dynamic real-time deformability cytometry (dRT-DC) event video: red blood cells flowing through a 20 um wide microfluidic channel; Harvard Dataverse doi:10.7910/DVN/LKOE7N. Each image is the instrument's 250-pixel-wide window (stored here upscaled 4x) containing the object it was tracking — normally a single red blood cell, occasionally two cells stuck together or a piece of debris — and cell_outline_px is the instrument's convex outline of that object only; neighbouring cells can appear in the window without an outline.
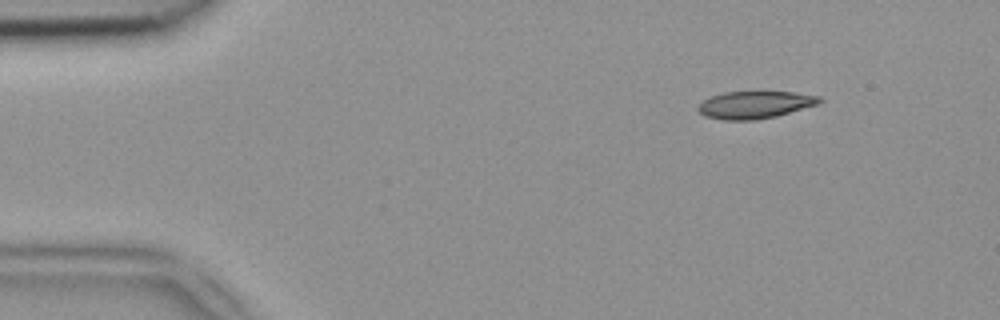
{"species": "common noctule bat (a hibernating species)", "species_latin": "Nyctalus noctula", "temperature_condition": "room temperature", "stored_images_in_passage": 46, "camera_frame_rate_fps": 3000, "um_per_image_px": 0.085, "animal": {"sex": "female", "body_mass_g": 18.4}, "frame": {"image": 1, "passage_image": 3, "time_ms": 0.667, "image_size_px": [1000, 320], "cell_outline_px": [[824, 100], [820, 104], [776, 116], [756, 120], [724, 120], [704, 116], [696, 108], [704, 100], [712, 96], [724, 92], [792, 92], [820, 96]], "centroid_in_image_um": [64.2, 8.91], "position_along_channel_um": 20.8, "area_um2": 19.36}}
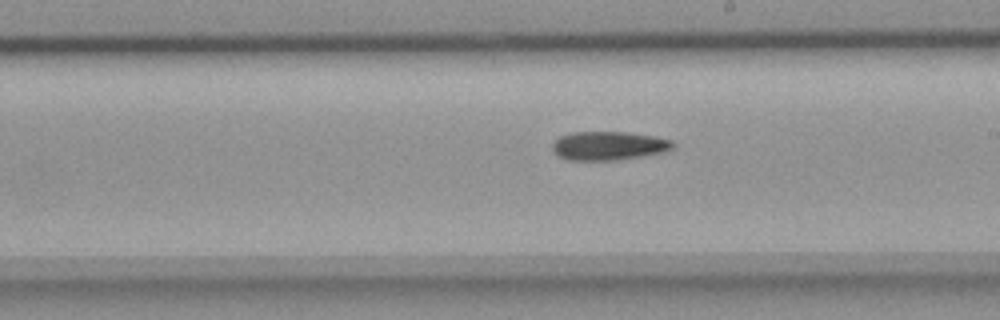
{"frame": {"image": 2, "passage_image": 25, "time_ms": 8.0, "image_size_px": [1000, 320], "cell_outline_px": [[676, 144], [672, 148], [664, 152], [640, 156], [612, 160], [568, 160], [560, 156], [552, 148], [552, 144], [560, 136], [572, 132], [624, 132], [652, 136], [672, 140]], "centroid_in_image_um": [51.74, 12.38], "position_along_channel_um": 237.3, "area_um2": 19.88}}
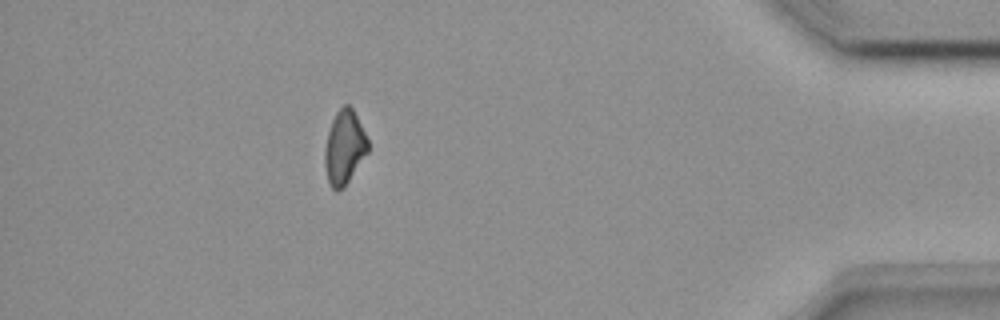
{"frame": {"image": 3, "passage_image": 41, "time_ms": 13.333, "image_size_px": [1000, 320], "cell_outline_px": [[368, 152], [344, 188], [336, 192], [332, 188], [328, 180], [324, 164], [324, 148], [328, 132], [332, 120], [336, 112], [344, 104], [348, 104], [352, 108], [368, 140]], "centroid_in_image_um": [29.25, 12.55], "position_along_channel_um": 405.9, "area_um2": 18.55}}